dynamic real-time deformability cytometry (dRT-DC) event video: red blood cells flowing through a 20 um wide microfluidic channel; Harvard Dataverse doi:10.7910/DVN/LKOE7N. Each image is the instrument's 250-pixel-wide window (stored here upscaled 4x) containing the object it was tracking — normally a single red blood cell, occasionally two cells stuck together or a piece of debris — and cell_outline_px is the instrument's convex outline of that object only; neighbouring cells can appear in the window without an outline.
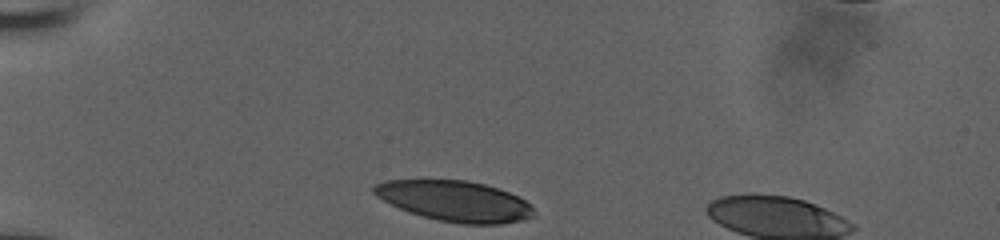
{"species": "human", "species_latin": "Homo sapiens", "temperature_condition": "room temperature", "stored_images_in_passage": 36, "camera_frame_rate_fps": 3000, "um_per_image_px": 0.085, "donor": {"sex": "male"}, "frame": {"image": 1, "passage_image": 1, "time_ms": 0.0, "image_size_px": [1000, 240], "cell_outline_px": [[532, 216], [524, 220], [500, 224], [460, 224], [440, 220], [408, 212], [376, 196], [372, 192], [372, 188], [376, 184], [384, 180], [468, 180], [500, 188], [524, 200], [532, 208]], "centroid_in_image_um": [38.64, 17.08], "position_along_channel_um": 46.4, "area_um2": 37.51}}
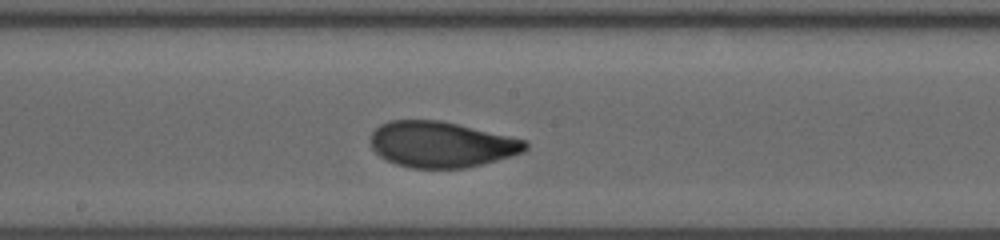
{"frame": {"image": 2, "passage_image": 20, "time_ms": 5.333, "image_size_px": [1000, 240], "cell_outline_px": [[528, 148], [524, 152], [484, 164], [468, 168], [412, 168], [396, 164], [384, 160], [372, 148], [372, 132], [380, 124], [388, 120], [440, 120], [508, 136], [524, 140], [528, 144]], "centroid_in_image_um": [37.5, 12.29], "position_along_channel_um": 210.7, "area_um2": 41.27}}
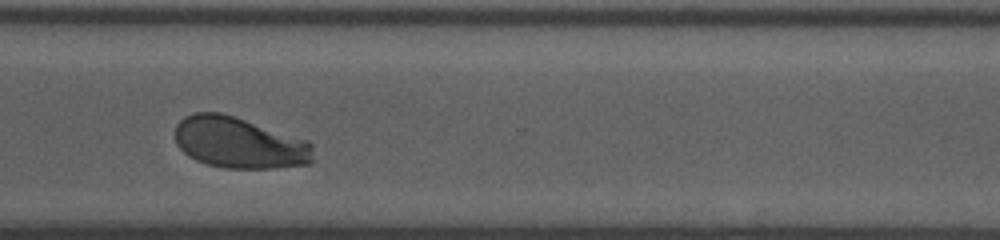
{"frame": {"image": 3, "passage_image": 35, "time_ms": 9.0, "image_size_px": [1000, 240], "cell_outline_px": [[312, 164], [272, 168], [224, 168], [208, 164], [196, 160], [188, 156], [176, 144], [176, 124], [184, 116], [192, 112], [220, 112], [308, 140], [312, 144]], "centroid_in_image_um": [20.32, 12.14], "position_along_channel_um": 350.3, "area_um2": 41.21}}